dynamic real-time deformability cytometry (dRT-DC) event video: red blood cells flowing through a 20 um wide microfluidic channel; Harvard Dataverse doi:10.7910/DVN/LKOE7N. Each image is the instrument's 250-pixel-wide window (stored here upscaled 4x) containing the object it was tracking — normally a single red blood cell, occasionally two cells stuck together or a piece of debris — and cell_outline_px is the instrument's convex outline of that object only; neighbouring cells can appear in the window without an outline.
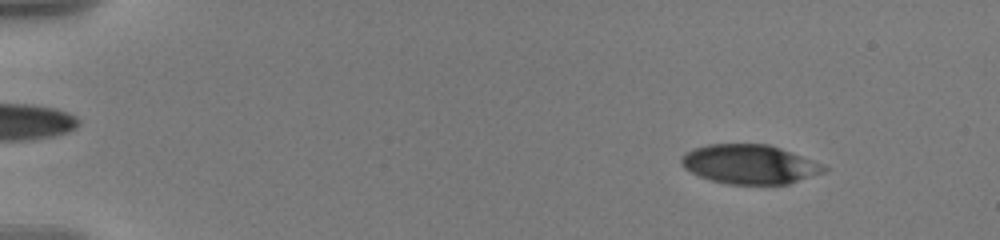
{"species": "human", "species_latin": "Homo sapiens", "temperature_condition": "warm", "stored_images_in_passage": 53, "camera_frame_rate_fps": 3000, "um_per_image_px": 0.085, "donor": {"sex": "male"}, "frame": {"image": 1, "passage_image": 3, "time_ms": 0.667, "image_size_px": [1000, 240], "cell_outline_px": [[828, 172], [788, 184], [728, 184], [712, 180], [700, 176], [684, 168], [680, 164], [680, 156], [684, 152], [692, 148], [708, 144], [768, 144], [780, 148], [820, 164], [828, 168]], "centroid_in_image_um": [63.68, 13.96], "position_along_channel_um": 21.3, "area_um2": 32.6}}
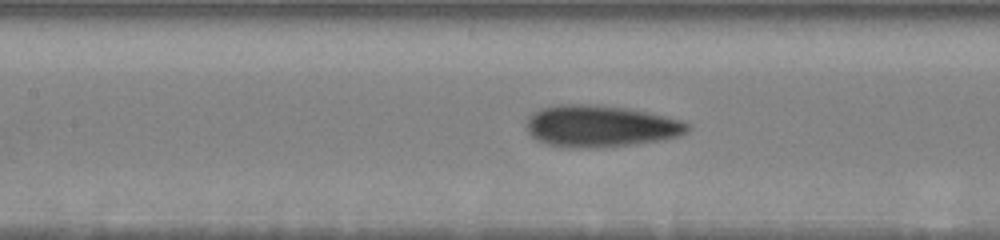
{"frame": {"image": 2, "passage_image": 24, "time_ms": 7.667, "image_size_px": [1000, 240], "cell_outline_px": [[692, 128], [680, 136], [656, 140], [628, 144], [596, 148], [568, 148], [548, 144], [536, 140], [528, 132], [524, 124], [528, 116], [532, 112], [540, 108], [556, 104], [596, 104], [632, 108], [680, 120], [692, 124]], "centroid_in_image_um": [50.99, 10.7], "position_along_channel_um": 156.4, "area_um2": 39.65}}
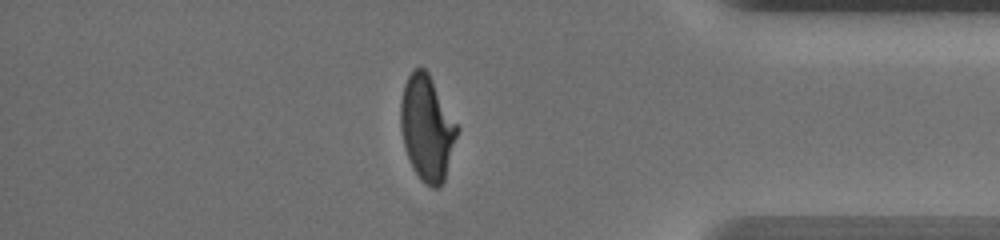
{"frame": {"image": 3, "passage_image": 46, "time_ms": 15.0, "image_size_px": [1000, 240], "cell_outline_px": [[460, 128], [444, 180], [440, 188], [432, 188], [424, 184], [416, 172], [404, 148], [400, 128], [400, 100], [404, 84], [412, 68], [424, 68], [428, 72]], "centroid_in_image_um": [36.29, 10.87], "position_along_channel_um": 398.9, "area_um2": 34.8}, "authors_computed_cell_mechanics": {"area_um2": 35.7782, "velocity_mm_per_s": 3.5854, "shape_relaxation_time_tau1_ms": 5.307, "shape_relaxation_time_tau2_ms": 1.2599, "deformation_change_tau1": 0.2128, "deformation_change_tau2": 0.0837}}